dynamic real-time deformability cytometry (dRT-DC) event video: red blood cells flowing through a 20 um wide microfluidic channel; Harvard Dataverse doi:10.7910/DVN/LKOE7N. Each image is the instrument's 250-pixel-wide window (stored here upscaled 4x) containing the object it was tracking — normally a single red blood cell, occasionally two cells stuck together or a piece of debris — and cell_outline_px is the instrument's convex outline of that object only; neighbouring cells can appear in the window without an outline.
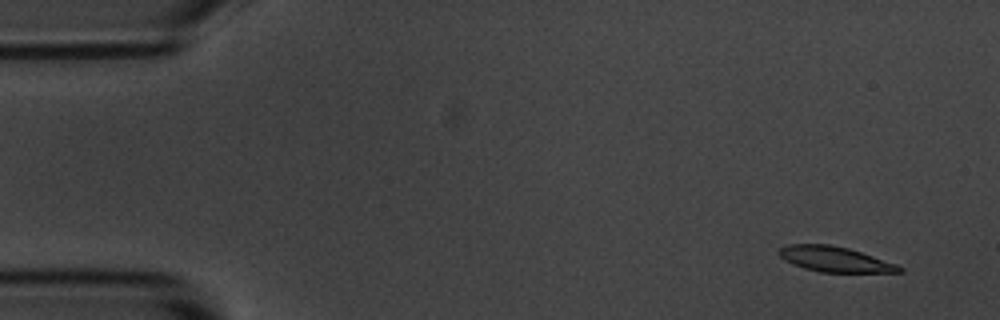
{"species": "common noctule bat (a hibernating species)", "species_latin": "Nyctalus noctula", "temperature_condition": "room temperature", "stored_images_in_passage": 4, "camera_frame_rate_fps": 3000, "um_per_image_px": 0.085, "animal": {"sex": "male", "body_mass_g": 20.1, "forearm_length_mm": 53.5}, "frame": {"image": 1, "passage_image": 1, "time_ms": 0.0, "image_size_px": [1000, 320], "cell_outline_px": [[904, 272], [820, 272], [804, 268], [792, 264], [784, 260], [776, 252], [780, 248], [788, 244], [828, 244], [848, 248], [896, 264], [904, 268]], "centroid_in_image_um": [70.92, 22.03], "position_along_channel_um": 14.1, "area_um2": 17.63}}
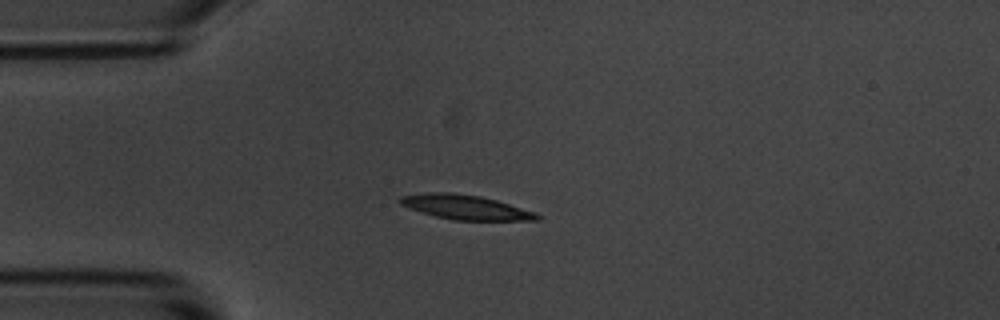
{"frame": {"image": 2, "passage_image": 4, "time_ms": 3.333, "image_size_px": [1000, 320], "cell_outline_px": [[540, 220], [452, 220], [436, 216], [408, 208], [400, 204], [396, 200], [400, 196], [428, 192], [452, 192], [480, 196], [496, 200], [536, 212], [540, 216]], "centroid_in_image_um": [39.53, 17.6], "position_along_channel_um": 45.5, "area_um2": 19.59}}